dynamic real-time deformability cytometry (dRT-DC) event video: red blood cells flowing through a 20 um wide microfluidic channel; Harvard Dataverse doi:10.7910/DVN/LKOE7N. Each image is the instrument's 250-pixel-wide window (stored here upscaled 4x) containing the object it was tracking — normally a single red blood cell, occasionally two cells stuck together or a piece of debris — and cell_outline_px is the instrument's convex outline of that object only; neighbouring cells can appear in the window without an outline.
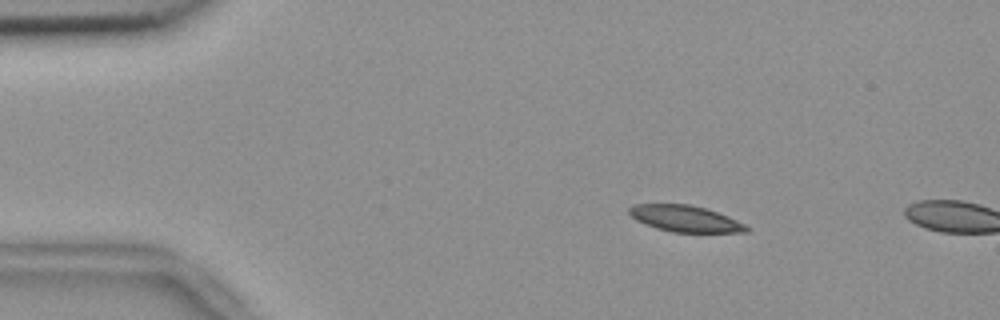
{"species": "common noctule bat (a hibernating species)", "species_latin": "Nyctalus noctula", "temperature_condition": "room temperature", "stored_images_in_passage": 5, "camera_frame_rate_fps": 3000, "um_per_image_px": 0.085, "animal": {"sex": "female", "body_mass_g": 18.4}, "frame": {"image": 1, "passage_image": 3, "time_ms": 0.667, "image_size_px": [1000, 320], "cell_outline_px": [[752, 228], [748, 232], [672, 232], [656, 228], [644, 224], [636, 220], [628, 212], [628, 208], [636, 204], [688, 204], [704, 208], [728, 216]], "centroid_in_image_um": [58.24, 18.59], "position_along_channel_um": 26.8, "area_um2": 17.92}}